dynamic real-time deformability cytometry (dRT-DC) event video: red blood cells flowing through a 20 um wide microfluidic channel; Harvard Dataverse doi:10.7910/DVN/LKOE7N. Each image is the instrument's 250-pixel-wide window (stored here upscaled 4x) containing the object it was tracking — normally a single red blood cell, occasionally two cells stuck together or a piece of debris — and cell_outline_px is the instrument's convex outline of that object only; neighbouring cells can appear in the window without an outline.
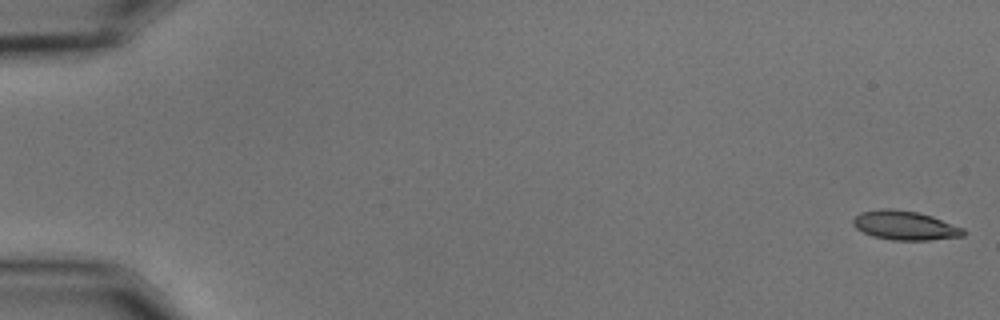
{"species": "common noctule bat (a hibernating species)", "species_latin": "Nyctalus noctula", "temperature_condition": "cold", "stored_images_in_passage": 56, "camera_frame_rate_fps": 3000, "um_per_image_px": 0.085, "animal": {"sex": "male", "body_mass_g": 15.6}, "frame": {"image": 1, "passage_image": 1, "time_ms": 0.0, "image_size_px": [1000, 320], "cell_outline_px": [[964, 236], [928, 240], [892, 240], [872, 236], [856, 228], [852, 224], [852, 220], [860, 212], [880, 208], [892, 208], [916, 212], [932, 216], [964, 228]], "centroid_in_image_um": [76.89, 19.15], "position_along_channel_um": 8.1, "area_um2": 18.73}}
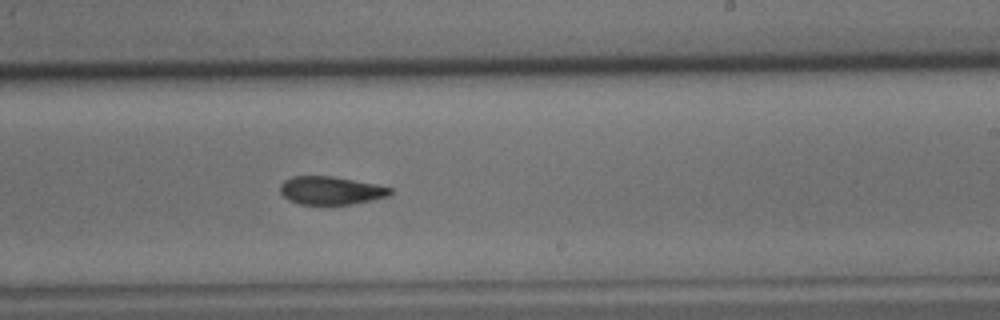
{"frame": {"image": 2, "passage_image": 35, "time_ms": 11.333, "image_size_px": [1000, 320], "cell_outline_px": [[392, 192], [388, 196], [372, 200], [352, 204], [300, 204], [288, 200], [280, 192], [280, 184], [284, 180], [292, 176], [332, 176], [376, 184], [392, 188]], "centroid_in_image_um": [28.11, 16.19], "position_along_channel_um": 260.9, "area_um2": 18.03}}
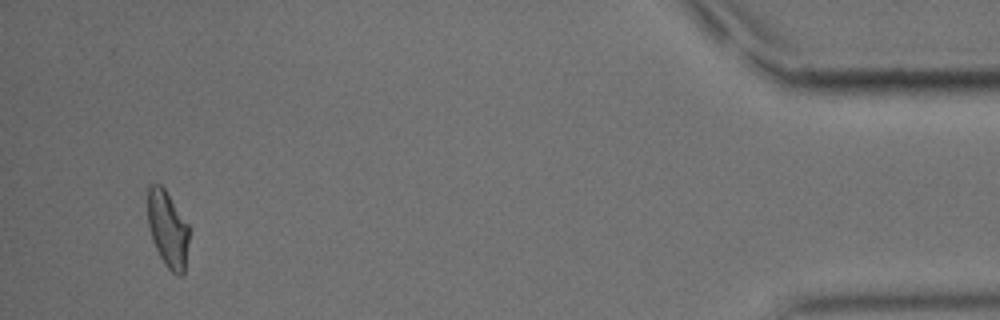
{"frame": {"image": 3, "passage_image": 54, "time_ms": 17.667, "image_size_px": [1000, 320], "cell_outline_px": [[192, 228], [184, 272], [180, 276], [172, 272], [164, 264], [152, 240], [148, 228], [148, 184], [160, 184], [164, 188]], "centroid_in_image_um": [14.29, 19.48], "position_along_channel_um": 420.9, "area_um2": 18.9}, "authors_computed_cell_mechanics": {"area_um2": 19.0451, "velocity_mm_per_s": 3.6098, "shape_relaxation_time_tau1_ms": 5.4445, "shape_relaxation_time_tau2_ms": 7.3464, "deformation_change_tau1": 0.1616, "deformation_change_tau2": 0.1547}}